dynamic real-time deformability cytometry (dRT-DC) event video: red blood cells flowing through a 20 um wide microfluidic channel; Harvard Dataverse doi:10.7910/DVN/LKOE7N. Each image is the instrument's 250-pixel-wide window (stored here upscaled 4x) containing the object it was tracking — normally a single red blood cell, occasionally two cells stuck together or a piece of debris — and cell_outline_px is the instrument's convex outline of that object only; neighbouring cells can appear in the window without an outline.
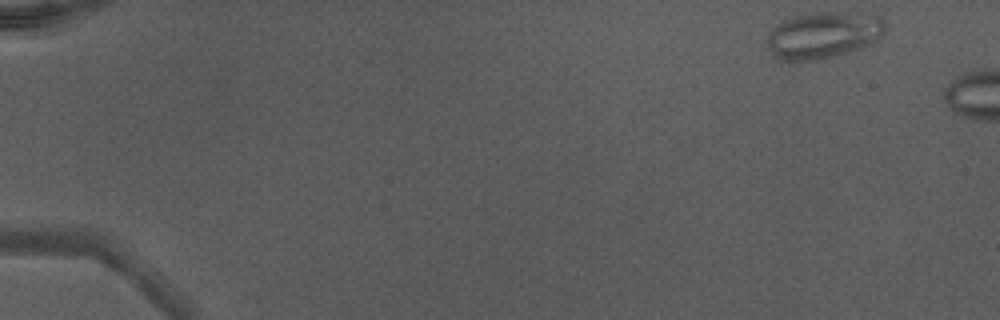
{"species": "Egyptian fruit bat (a non-hibernating species)", "species_latin": "Rousettus aegyptiacus", "temperature_condition": "warm", "stored_images_in_passage": 44, "camera_frame_rate_fps": 3000, "um_per_image_px": 0.085, "animal": {"sex": "male"}, "frame": {"image": 1, "passage_image": 1, "time_ms": 0.0, "image_size_px": [1000, 320], "cell_outline_px": [[884, 32], [876, 40], [860, 48], [848, 52], [832, 56], [812, 60], [784, 60], [776, 56], [768, 48], [768, 32], [772, 28], [784, 20], [816, 12], [828, 12], [872, 16], [880, 20], [884, 24]], "centroid_in_image_um": [69.93, 3.0], "position_along_channel_um": 15.1, "area_um2": 30.81}}
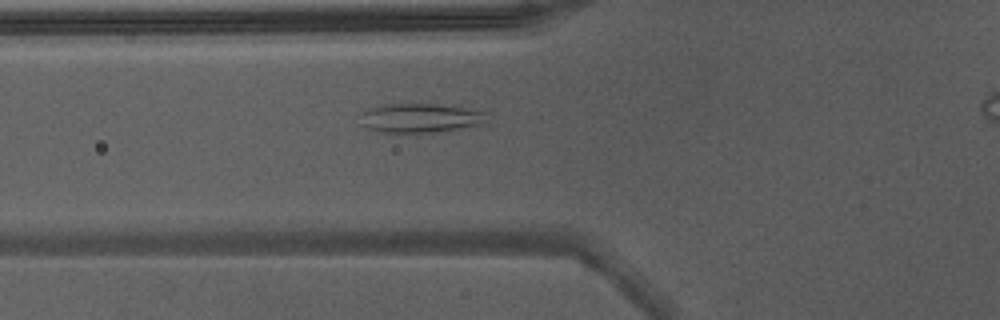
{"frame": {"image": 2, "passage_image": 17, "time_ms": 5.333, "image_size_px": [1000, 320], "cell_outline_px": [[484, 112], [476, 124], [428, 132], [384, 132], [368, 128], [360, 124], [360, 112], [372, 108], [392, 104], [452, 104]], "centroid_in_image_um": [35.56, 10.0], "position_along_channel_um": 90.2, "area_um2": 20.58}}
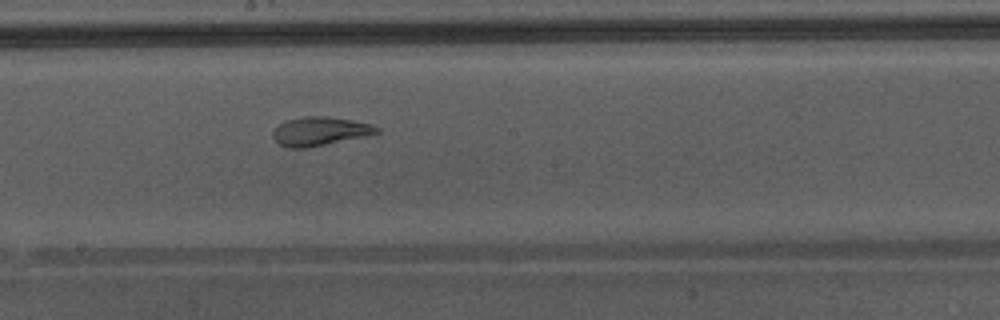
{"frame": {"image": 3, "passage_image": 26, "time_ms": 8.333, "image_size_px": [1000, 320], "cell_outline_px": [[380, 132], [364, 136], [304, 148], [288, 148], [280, 144], [272, 136], [272, 132], [284, 120], [300, 116], [328, 116], [352, 120], [368, 124], [380, 128]], "centroid_in_image_um": [27.14, 11.14], "position_along_channel_um": 221.1, "area_um2": 17.17}}